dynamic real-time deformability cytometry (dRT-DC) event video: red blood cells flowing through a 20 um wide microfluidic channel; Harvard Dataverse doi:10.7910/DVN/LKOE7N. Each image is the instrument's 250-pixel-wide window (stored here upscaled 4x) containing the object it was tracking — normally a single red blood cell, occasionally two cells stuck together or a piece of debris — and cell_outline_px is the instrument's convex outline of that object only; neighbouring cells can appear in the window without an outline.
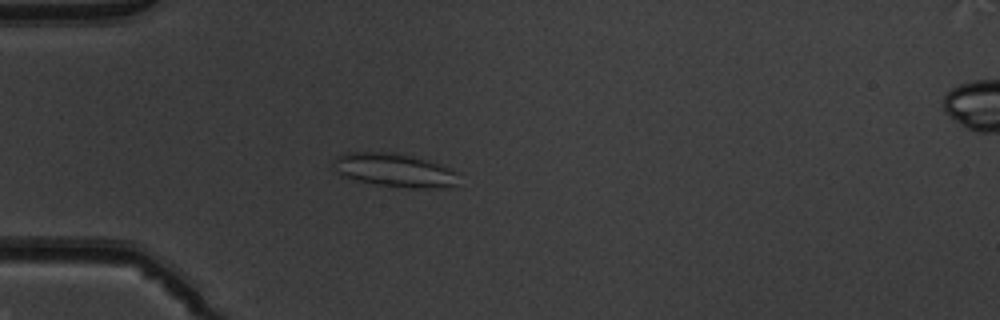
{"species": "common noctule bat (a hibernating species)", "species_latin": "Nyctalus noctula", "temperature_condition": "warm", "stored_images_in_passage": 45, "camera_frame_rate_fps": 3000, "um_per_image_px": 0.085, "animal": {"sex": "male", "body_mass_g": 19.5, "forearm_length_mm": 54.6}, "frame": {"image": 1, "passage_image": 9, "time_ms": 2.667, "image_size_px": [1000, 320], "cell_outline_px": [[456, 188], [412, 188], [376, 184], [356, 180], [340, 176], [332, 164], [336, 156], [348, 152], [396, 152], [428, 160], [452, 168], [456, 172]], "centroid_in_image_um": [33.54, 14.46], "position_along_channel_um": 51.5, "area_um2": 24.74}}
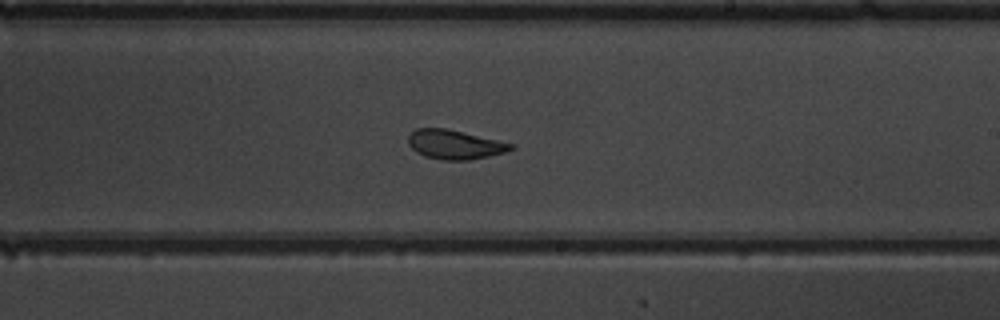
{"frame": {"image": 2, "passage_image": 25, "time_ms": 8.0, "image_size_px": [1000, 320], "cell_outline_px": [[516, 148], [508, 152], [468, 160], [444, 160], [424, 156], [416, 152], [408, 144], [408, 136], [416, 128], [448, 128], [512, 144]], "centroid_in_image_um": [38.64, 12.28], "position_along_channel_um": 250.4, "area_um2": 17.46}}
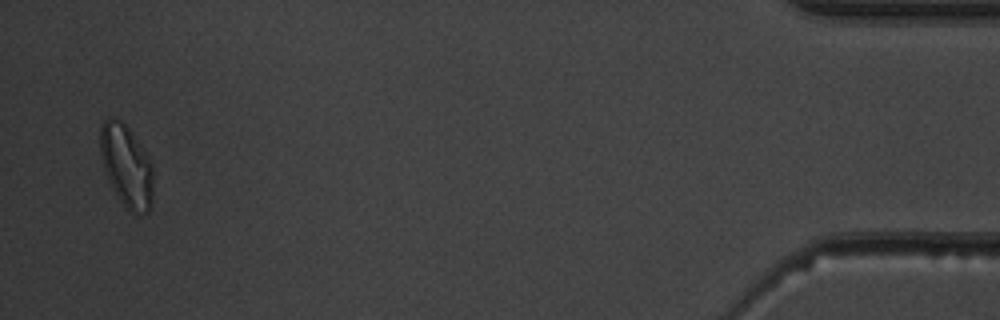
{"frame": {"image": 3, "passage_image": 44, "time_ms": 14.333, "image_size_px": [1000, 320], "cell_outline_px": [[152, 200], [148, 212], [132, 212], [120, 200], [112, 188], [104, 168], [100, 152], [100, 128], [104, 120], [108, 116], [112, 116], [120, 120], [128, 128], [140, 144], [148, 156], [152, 164]], "centroid_in_image_um": [10.73, 14.05], "position_along_channel_um": 424.5, "area_um2": 25.03}, "authors_computed_cell_mechanics": {"area_um2": 18.6116, "velocity_mm_per_s": 3.983, "shape_relaxation_time_tau1_ms": 6.2499, "shape_relaxation_time_tau2_ms": 1.0761, "deformation_change_tau1": 0.1588, "deformation_change_tau2": 0.0921}}